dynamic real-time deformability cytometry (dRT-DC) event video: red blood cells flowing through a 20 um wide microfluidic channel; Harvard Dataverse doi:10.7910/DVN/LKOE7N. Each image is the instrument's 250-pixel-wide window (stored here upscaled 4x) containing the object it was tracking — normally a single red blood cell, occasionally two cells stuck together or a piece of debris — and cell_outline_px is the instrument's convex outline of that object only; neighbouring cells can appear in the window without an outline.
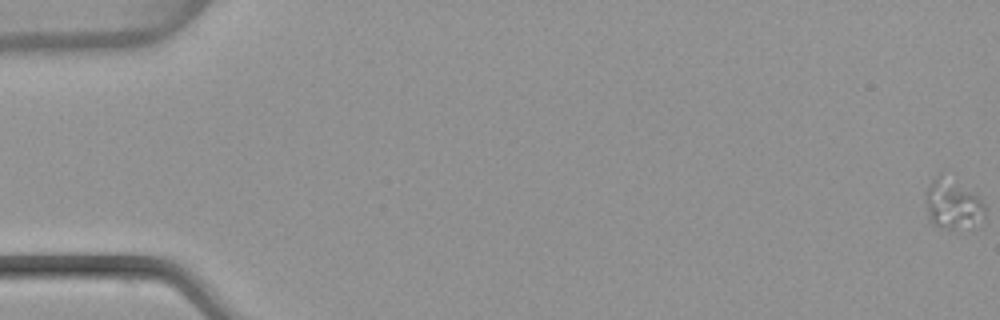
{"species": "common noctule bat (a hibernating species)", "species_latin": "Nyctalus noctula", "temperature_condition": "warm", "stored_images_in_passage": 53, "camera_frame_rate_fps": 3000, "um_per_image_px": 0.085, "animal": {"sex": "female", "body_mass_g": 22.7, "forearm_length_mm": 54.2}, "frame": {"image": 1, "passage_image": 1, "time_ms": 0.0, "image_size_px": [1000, 320], "cell_outline_px": [[984, 216], [972, 228], [948, 228], [932, 224], [928, 212], [924, 192], [932, 180], [940, 172], [976, 196], [984, 204]], "centroid_in_image_um": [80.94, 17.36], "position_along_channel_um": 4.1, "area_um2": 16.7}}
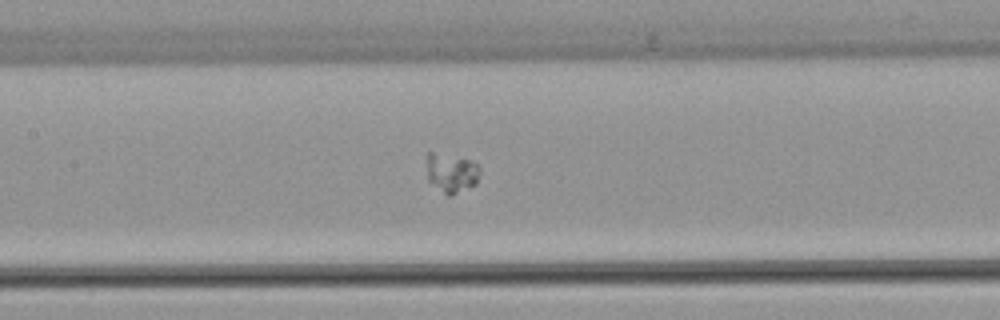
{"frame": {"image": 2, "passage_image": 26, "time_ms": 8.333, "image_size_px": [1000, 320], "cell_outline_px": [[480, 172], [476, 184], [452, 196], [448, 196], [428, 180], [428, 152], [432, 152], [468, 160], [476, 164], [480, 168]], "centroid_in_image_um": [38.39, 14.73], "position_along_channel_um": 169.0, "area_um2": 11.79}}
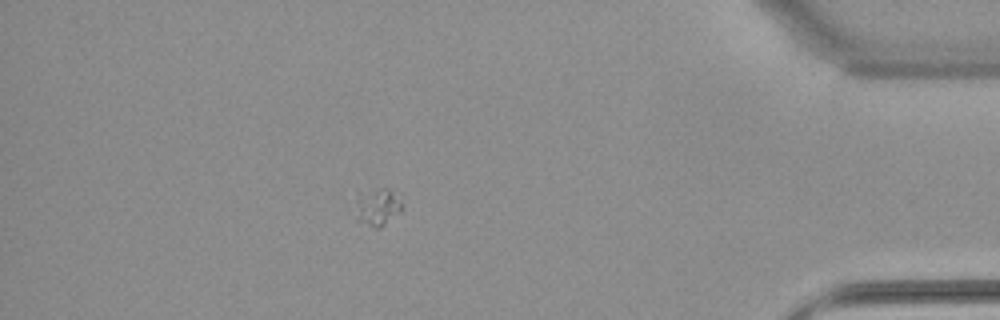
{"frame": {"image": 3, "passage_image": 47, "time_ms": 15.333, "image_size_px": [1000, 320], "cell_outline_px": [[404, 204], [400, 212], [380, 228], [376, 228], [356, 220], [356, 192], [380, 188], [388, 188]], "centroid_in_image_um": [32.05, 17.58], "position_along_channel_um": 403.1, "area_um2": 10.29}}